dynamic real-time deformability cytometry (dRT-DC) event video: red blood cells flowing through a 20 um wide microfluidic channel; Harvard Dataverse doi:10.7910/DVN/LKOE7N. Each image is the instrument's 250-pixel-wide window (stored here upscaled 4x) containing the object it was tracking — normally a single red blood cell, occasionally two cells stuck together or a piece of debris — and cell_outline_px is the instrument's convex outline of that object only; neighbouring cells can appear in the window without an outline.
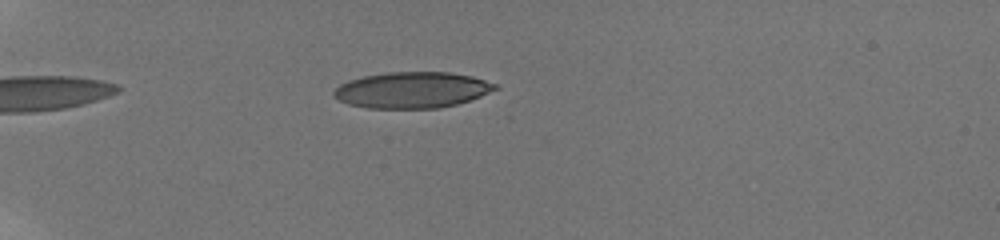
{"species": "human", "species_latin": "Homo sapiens", "temperature_condition": "room temperature", "stored_images_in_passage": 101, "camera_frame_rate_fps": 3000, "um_per_image_px": 0.085, "donor": {"sex": "male"}, "frame": {"image": 1, "passage_image": 41, "time_ms": 6.333, "image_size_px": [1000, 240], "cell_outline_px": [[500, 88], [480, 96], [456, 104], [440, 108], [368, 108], [348, 104], [332, 96], [332, 92], [340, 84], [348, 80], [364, 76], [388, 72], [448, 72], [472, 76], [496, 84]], "centroid_in_image_um": [35.01, 7.65], "position_along_channel_um": 50.0, "area_um2": 33.87}}
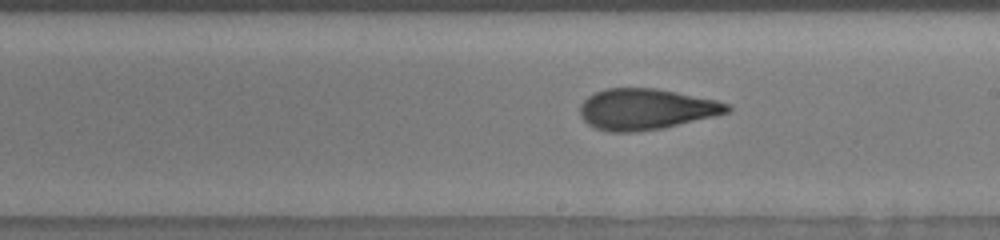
{"frame": {"image": 2, "passage_image": 65, "time_ms": 12.333, "image_size_px": [1000, 240], "cell_outline_px": [[732, 108], [728, 112], [712, 116], [660, 128], [632, 132], [608, 132], [596, 128], [588, 124], [580, 116], [580, 104], [588, 96], [604, 88], [656, 88], [716, 100], [732, 104]], "centroid_in_image_um": [54.87, 9.27], "position_along_channel_um": 234.1, "area_um2": 34.85}}
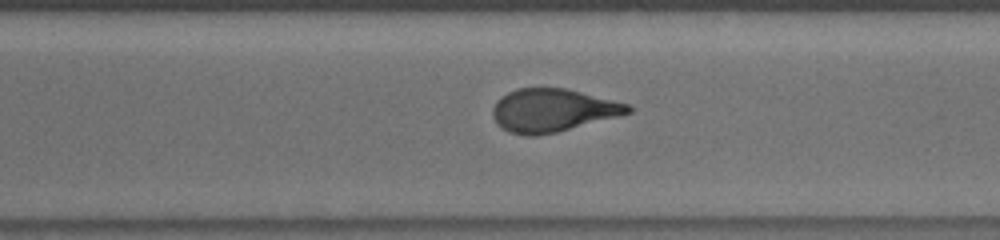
{"frame": {"image": 3, "passage_image": 74, "time_ms": 14.667, "image_size_px": [1000, 240], "cell_outline_px": [[632, 112], [556, 132], [536, 136], [528, 136], [508, 132], [500, 128], [496, 124], [492, 116], [492, 108], [496, 100], [508, 92], [516, 88], [564, 88], [628, 104], [632, 108]], "centroid_in_image_um": [46.89, 9.38], "position_along_channel_um": 323.7, "area_um2": 33.7}, "authors_computed_cell_mechanics": {"area_um2": 33.6974, "velocity_mm_per_s": 3.8479, "shape_relaxation_time_tau1_ms": 8.3942, "shape_relaxation_time_tau2_ms": 1.633, "deformation_change_tau1": 0.2453, "deformation_change_tau2": 0.097}}